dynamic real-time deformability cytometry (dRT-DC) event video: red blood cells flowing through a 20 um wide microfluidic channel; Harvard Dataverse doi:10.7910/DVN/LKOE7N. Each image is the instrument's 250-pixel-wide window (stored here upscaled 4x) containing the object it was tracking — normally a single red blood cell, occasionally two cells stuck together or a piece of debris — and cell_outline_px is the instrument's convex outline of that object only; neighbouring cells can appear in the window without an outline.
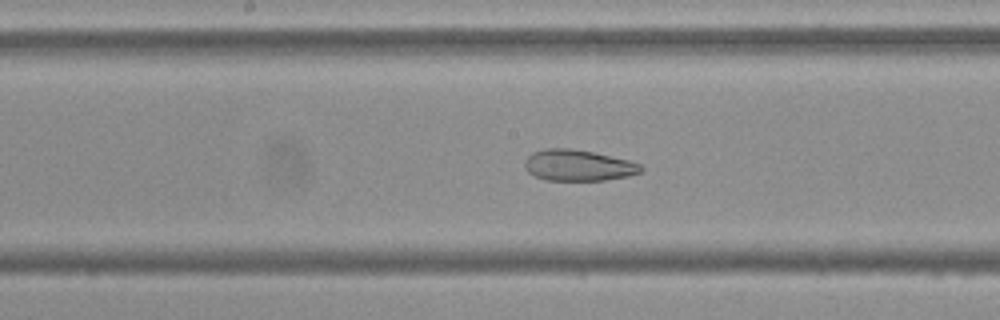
{"species": "Egyptian fruit bat (a non-hibernating species)", "species_latin": "Rousettus aegyptiacus", "temperature_condition": "cold", "stored_images_in_passage": 55, "camera_frame_rate_fps": 3000, "um_per_image_px": 0.085, "frame": {"image": 1, "passage_image": 28, "time_ms": 9.0, "image_size_px": [1000, 320], "cell_outline_px": [[644, 168], [640, 172], [628, 176], [604, 180], [548, 180], [536, 176], [528, 172], [524, 168], [524, 160], [532, 152], [544, 148], [568, 148], [592, 152], [628, 160], [640, 164]], "centroid_in_image_um": [49.11, 14.05], "position_along_channel_um": 199.1, "area_um2": 20.98}}
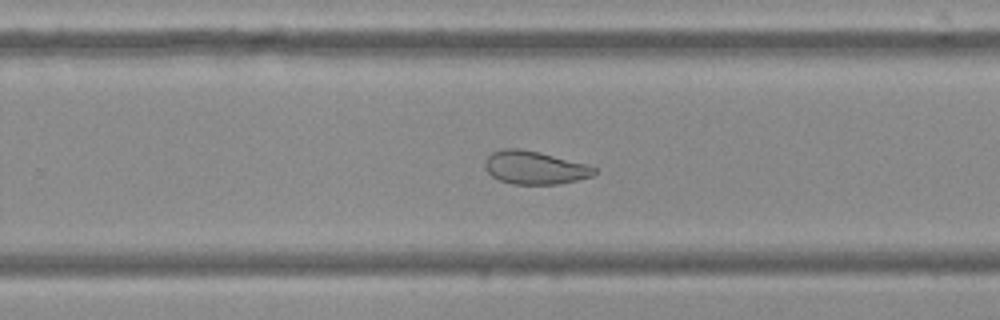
{"frame": {"image": 2, "passage_image": 35, "time_ms": 11.333, "image_size_px": [1000, 320], "cell_outline_px": [[600, 172], [592, 176], [560, 184], [512, 184], [500, 180], [492, 176], [484, 168], [484, 164], [488, 156], [492, 152], [504, 148], [520, 148], [540, 152], [588, 164], [596, 168]], "centroid_in_image_um": [45.48, 14.24], "position_along_channel_um": 284.3, "area_um2": 21.33}}
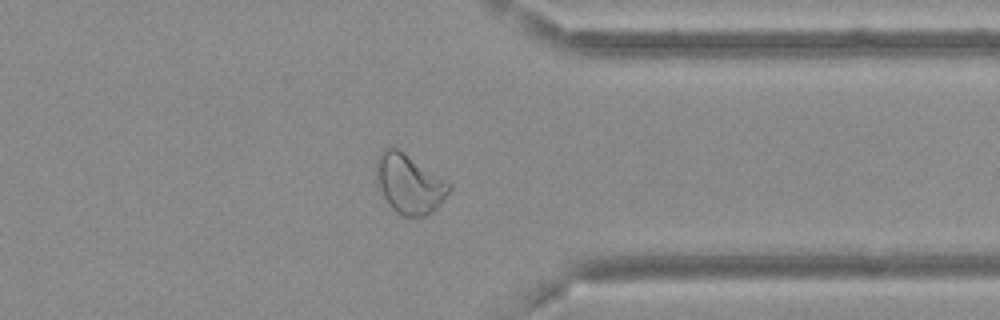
{"frame": {"image": 3, "passage_image": 43, "time_ms": 14.0, "image_size_px": [1000, 320], "cell_outline_px": [[452, 188], [440, 204], [432, 212], [424, 216], [400, 216], [388, 204], [380, 188], [376, 176], [376, 160], [380, 152], [384, 148], [396, 148], [452, 184]], "centroid_in_image_um": [34.79, 15.65], "position_along_channel_um": 376.6, "area_um2": 24.8}, "authors_computed_cell_mechanics": {"area_um2": 26.877, "velocity_mm_per_s": 3.6665, "shape_relaxation_time_tau1_ms": null, "shape_relaxation_time_tau2_ms": 1.8489, "deformation_change_tau1": null, "deformation_change_tau2": 0.0762}}